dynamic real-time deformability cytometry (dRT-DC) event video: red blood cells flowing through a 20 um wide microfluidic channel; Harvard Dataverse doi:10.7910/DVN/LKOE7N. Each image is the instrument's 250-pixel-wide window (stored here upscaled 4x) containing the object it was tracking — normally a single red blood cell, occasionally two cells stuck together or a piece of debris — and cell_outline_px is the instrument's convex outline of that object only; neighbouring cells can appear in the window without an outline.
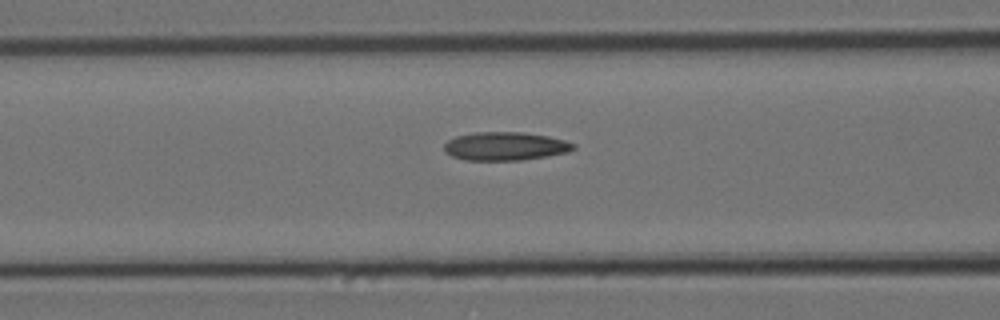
{"species": "Egyptian fruit bat (a non-hibernating species)", "species_latin": "Rousettus aegyptiacus", "temperature_condition": "cold", "stored_images_in_passage": 46, "camera_frame_rate_fps": 3000, "um_per_image_px": 0.085, "animal": {"sex": "female"}, "frame": {"image": 1, "passage_image": 13, "time_ms": 4.0, "image_size_px": [1000, 320], "cell_outline_px": [[576, 148], [568, 152], [548, 156], [520, 160], [464, 160], [452, 156], [444, 152], [444, 144], [448, 140], [456, 136], [476, 132], [524, 132], [548, 136], [564, 140], [576, 144]], "centroid_in_image_um": [42.95, 12.43], "position_along_channel_um": 123.7, "area_um2": 21.5}}
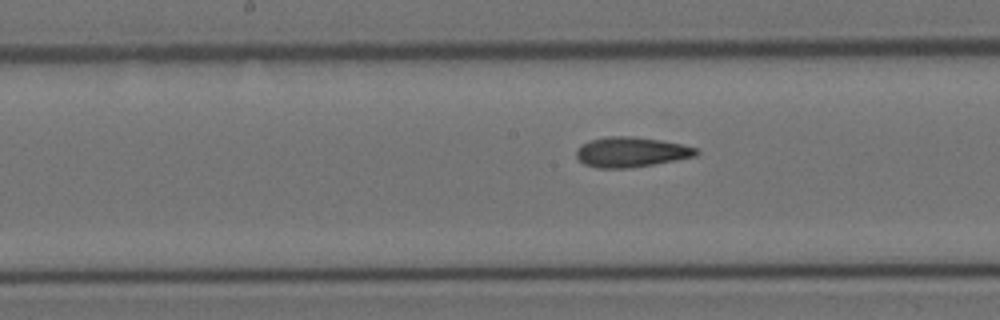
{"frame": {"image": 2, "passage_image": 19, "time_ms": 6.0, "image_size_px": [1000, 320], "cell_outline_px": [[700, 152], [696, 156], [676, 160], [628, 168], [596, 168], [584, 164], [576, 156], [576, 148], [580, 144], [592, 140], [608, 136], [632, 136], [660, 140], [684, 144], [696, 148]], "centroid_in_image_um": [53.64, 12.92], "position_along_channel_um": 194.6, "area_um2": 21.04}}
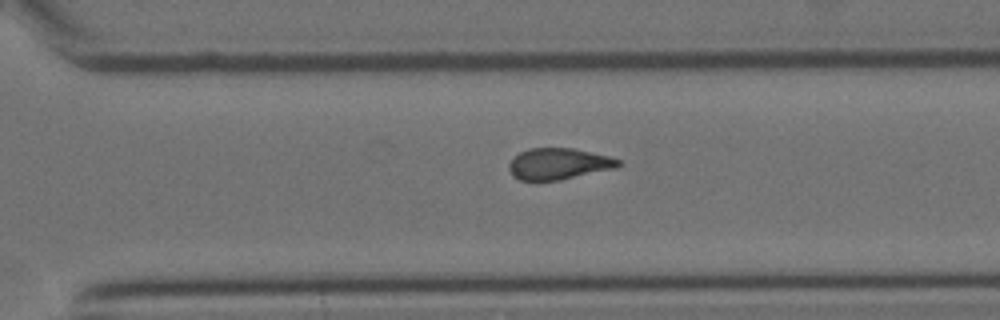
{"frame": {"image": 3, "passage_image": 30, "time_ms": 9.667, "image_size_px": [1000, 320], "cell_outline_px": [[624, 164], [616, 168], [560, 180], [520, 180], [512, 176], [508, 168], [508, 164], [512, 156], [528, 148], [572, 148], [608, 156], [620, 160]], "centroid_in_image_um": [47.46, 13.92], "position_along_channel_um": 323.1, "area_um2": 20.11}, "authors_computed_cell_mechanics": {"area_um2": 20.3745, "velocity_mm_per_s": 3.5362, "shape_relaxation_time_tau1_ms": null, "shape_relaxation_time_tau2_ms": 3.3131, "deformation_change_tau1": null, "deformation_change_tau2": 0.1176}}